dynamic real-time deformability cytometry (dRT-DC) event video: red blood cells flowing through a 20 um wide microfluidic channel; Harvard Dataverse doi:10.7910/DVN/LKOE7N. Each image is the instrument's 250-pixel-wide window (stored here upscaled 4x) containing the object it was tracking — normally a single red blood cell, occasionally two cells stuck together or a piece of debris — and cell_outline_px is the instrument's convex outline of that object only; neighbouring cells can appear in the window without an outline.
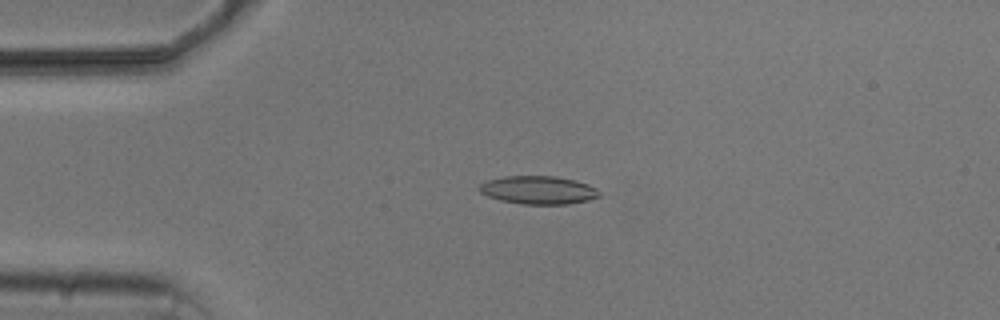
{"species": "common noctule bat (a hibernating species)", "species_latin": "Nyctalus noctula", "temperature_condition": "cold", "stored_images_in_passage": 6, "camera_frame_rate_fps": 3000, "um_per_image_px": 0.085, "animal": {"sex": "male", "body_mass_g": 20.5, "forearm_length_mm": 52.5}, "frame": {"image": 1, "passage_image": 4, "time_ms": 3.333, "image_size_px": [1000, 320], "cell_outline_px": [[600, 196], [588, 200], [568, 204], [520, 204], [500, 200], [488, 196], [480, 192], [476, 188], [480, 184], [488, 180], [504, 176], [556, 176], [576, 180], [588, 184], [596, 188], [600, 192]], "centroid_in_image_um": [45.75, 16.15], "position_along_channel_um": 39.3, "area_um2": 19.83}}
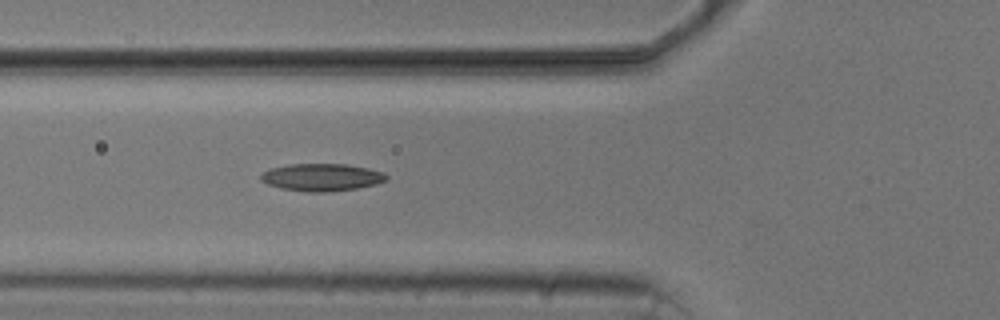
{"frame": {"image": 2, "passage_image": 6, "time_ms": 5.667, "image_size_px": [1000, 320], "cell_outline_px": [[388, 180], [376, 184], [356, 188], [328, 192], [308, 192], [280, 188], [268, 184], [260, 180], [260, 176], [264, 172], [272, 168], [288, 164], [348, 164], [368, 168], [384, 172], [388, 176]], "centroid_in_image_um": [27.37, 15.07], "position_along_channel_um": 98.4, "area_um2": 20.11}}